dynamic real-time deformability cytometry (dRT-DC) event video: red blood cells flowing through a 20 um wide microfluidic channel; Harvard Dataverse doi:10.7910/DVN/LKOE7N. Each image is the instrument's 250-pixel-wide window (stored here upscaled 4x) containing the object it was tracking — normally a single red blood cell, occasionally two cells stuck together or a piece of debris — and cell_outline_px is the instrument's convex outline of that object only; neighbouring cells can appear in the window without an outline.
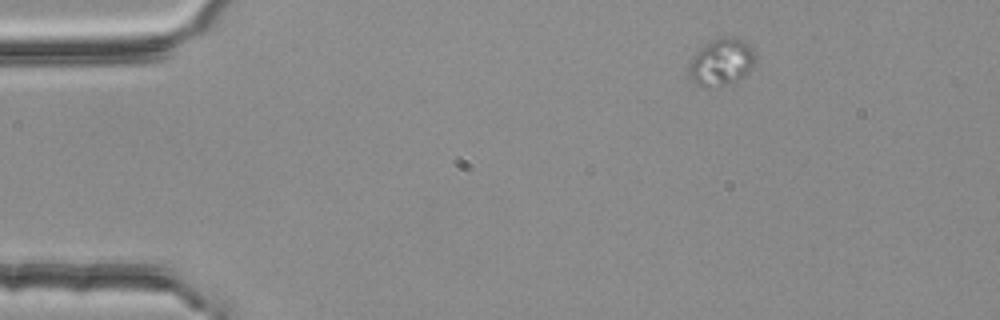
{"species": "common noctule bat (a hibernating species)", "species_latin": "Nyctalus noctula", "temperature_condition": "room temperature", "stored_images_in_passage": 5, "segment_of_instrument_passage": [2, 2], "camera_frame_rate_fps": 3000, "um_per_image_px": 0.085, "animal": {"sex": "female", "body_mass_g": 25.1}, "frame": {"image": 1, "passage_image": 5, "time_ms": 1.333, "image_size_px": [1000, 320], "cell_outline_px": [[756, 56], [752, 68], [748, 76], [724, 84], [704, 88], [692, 80], [688, 72], [688, 68], [692, 56], [700, 48], [712, 40], [728, 36], [736, 36], [744, 40], [752, 48]], "centroid_in_image_um": [61.34, 5.26], "position_along_channel_um": 23.7, "area_um2": 18.32}}